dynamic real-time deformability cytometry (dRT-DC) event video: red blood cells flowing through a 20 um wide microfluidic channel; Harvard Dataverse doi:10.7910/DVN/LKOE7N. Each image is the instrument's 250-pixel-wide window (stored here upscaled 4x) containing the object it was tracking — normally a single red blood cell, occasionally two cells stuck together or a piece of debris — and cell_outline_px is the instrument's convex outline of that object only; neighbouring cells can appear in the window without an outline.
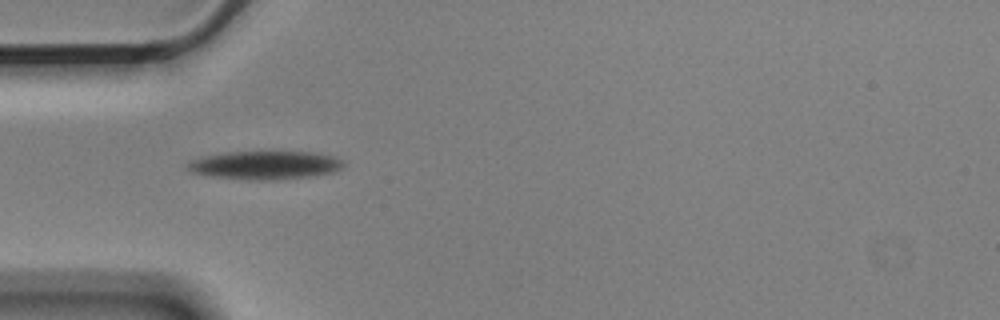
{"species": "Egyptian fruit bat (a non-hibernating species)", "species_latin": "Rousettus aegyptiacus", "temperature_condition": "cold", "stored_images_in_passage": 9, "camera_frame_rate_fps": 3000, "um_per_image_px": 0.085, "animal": {"sex": "male"}, "frame": {"image": 1, "passage_image": 1, "time_ms": 0.0, "image_size_px": [1000, 320], "cell_outline_px": [[344, 164], [336, 172], [308, 176], [272, 180], [248, 180], [212, 176], [192, 172], [184, 168], [184, 164], [188, 160], [204, 156], [228, 152], [316, 152], [332, 156], [344, 160]], "centroid_in_image_um": [22.48, 14.03], "position_along_channel_um": 62.5, "area_um2": 25.89}}
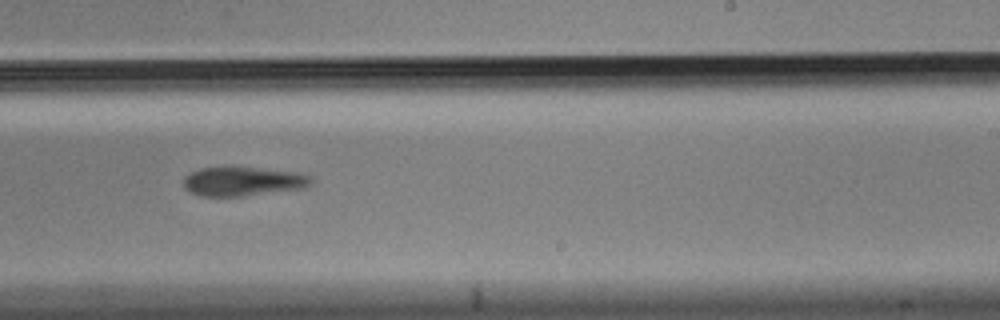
{"frame": {"image": 2, "passage_image": 6, "time_ms": 1.667, "image_size_px": [1000, 320], "cell_outline_px": [[312, 184], [304, 188], [244, 196], [200, 196], [184, 188], [184, 180], [192, 172], [200, 168], [252, 168], [300, 172], [312, 176]], "centroid_in_image_um": [20.72, 15.43], "position_along_channel_um": 268.3, "area_um2": 21.33}}
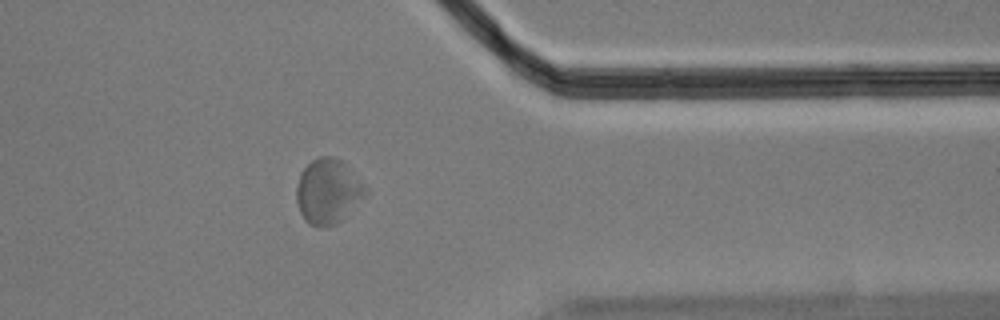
{"frame": {"image": 3, "passage_image": 9, "time_ms": 2.667, "image_size_px": [1000, 320], "cell_outline_px": [[368, 192], [336, 224], [324, 228], [316, 228], [308, 224], [304, 220], [300, 212], [296, 200], [296, 188], [300, 176], [304, 168], [312, 160], [320, 156], [332, 156], [340, 160], [344, 164]], "centroid_in_image_um": [27.81, 16.31], "position_along_channel_um": 383.6, "area_um2": 25.49}}